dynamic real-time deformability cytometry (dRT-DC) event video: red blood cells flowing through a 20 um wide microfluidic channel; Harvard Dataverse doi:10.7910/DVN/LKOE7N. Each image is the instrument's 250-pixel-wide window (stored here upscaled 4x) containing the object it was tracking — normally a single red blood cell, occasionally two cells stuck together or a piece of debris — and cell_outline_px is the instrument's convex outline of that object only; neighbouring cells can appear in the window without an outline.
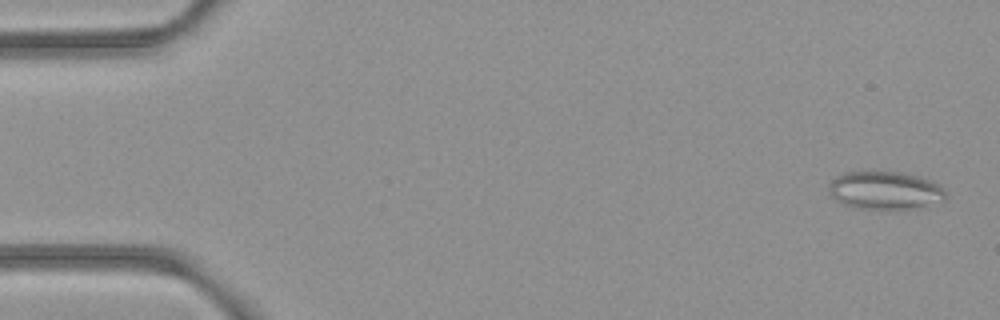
{"species": "common noctule bat (a hibernating species)", "species_latin": "Nyctalus noctula", "temperature_condition": "room temperature", "stored_images_in_passage": 4, "camera_frame_rate_fps": 3000, "um_per_image_px": 0.085, "animal": {"sex": "female", "body_mass_g": 21.9}, "frame": {"image": 1, "passage_image": 1, "time_ms": 0.0, "image_size_px": [1000, 320], "cell_outline_px": [[944, 200], [896, 212], [856, 208], [844, 204], [836, 200], [828, 192], [828, 184], [836, 176], [844, 172], [864, 168], [900, 172], [920, 176], [940, 184], [944, 192]], "centroid_in_image_um": [75.15, 16.16], "position_along_channel_um": 9.8, "area_um2": 27.17}}